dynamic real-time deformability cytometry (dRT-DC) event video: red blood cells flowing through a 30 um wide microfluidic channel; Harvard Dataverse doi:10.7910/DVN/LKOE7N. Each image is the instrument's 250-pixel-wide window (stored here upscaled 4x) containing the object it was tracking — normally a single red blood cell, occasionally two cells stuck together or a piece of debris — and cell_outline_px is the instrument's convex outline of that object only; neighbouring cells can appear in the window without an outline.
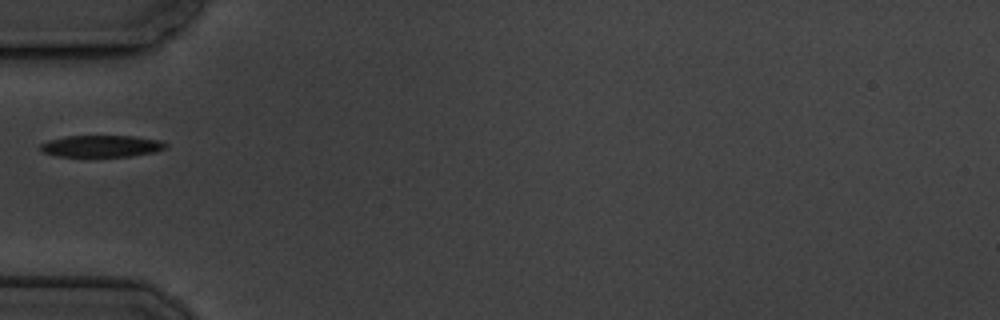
{"species": "common noctule bat (a hibernating species)", "species_latin": "Nyctalus noctula", "temperature_condition": "cold", "stored_images_in_passage": 6, "segment_of_instrument_passage": [2, 2], "camera_frame_rate_fps": 3000, "um_per_image_px": 0.085, "animal": {"sex": "male", "body_mass_g": 19.5, "forearm_length_mm": 54.6}, "frame": {"image": 1, "passage_image": 6, "time_ms": 6.667, "image_size_px": [1000, 320], "cell_outline_px": [[168, 148], [156, 152], [132, 156], [56, 156], [40, 152], [40, 144], [48, 140], [64, 136], [132, 136], [164, 140], [168, 144]], "centroid_in_image_um": [8.67, 12.42], "position_along_channel_um": 76.3, "area_um2": 16.18}}